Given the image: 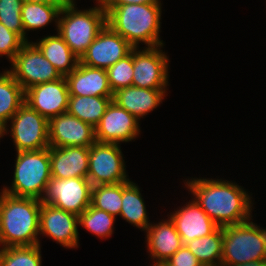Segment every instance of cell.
Returning <instances> with one entry per match:
<instances>
[{"mask_svg": "<svg viewBox=\"0 0 266 266\" xmlns=\"http://www.w3.org/2000/svg\"><path fill=\"white\" fill-rule=\"evenodd\" d=\"M10 64L11 68L8 71L24 91L62 77L33 41L26 42Z\"/></svg>", "mask_w": 266, "mask_h": 266, "instance_id": "cell-9", "label": "cell"}, {"mask_svg": "<svg viewBox=\"0 0 266 266\" xmlns=\"http://www.w3.org/2000/svg\"><path fill=\"white\" fill-rule=\"evenodd\" d=\"M12 183L2 191L15 196L42 200L51 179L49 147L17 152Z\"/></svg>", "mask_w": 266, "mask_h": 266, "instance_id": "cell-5", "label": "cell"}, {"mask_svg": "<svg viewBox=\"0 0 266 266\" xmlns=\"http://www.w3.org/2000/svg\"><path fill=\"white\" fill-rule=\"evenodd\" d=\"M91 190L88 178L51 177L41 201L79 216L91 205Z\"/></svg>", "mask_w": 266, "mask_h": 266, "instance_id": "cell-11", "label": "cell"}, {"mask_svg": "<svg viewBox=\"0 0 266 266\" xmlns=\"http://www.w3.org/2000/svg\"><path fill=\"white\" fill-rule=\"evenodd\" d=\"M157 47L133 48L132 86L148 89H168L169 57Z\"/></svg>", "mask_w": 266, "mask_h": 266, "instance_id": "cell-10", "label": "cell"}, {"mask_svg": "<svg viewBox=\"0 0 266 266\" xmlns=\"http://www.w3.org/2000/svg\"><path fill=\"white\" fill-rule=\"evenodd\" d=\"M96 2L95 7L84 10H79L76 3L64 4L59 14L56 32L79 58L107 24V13Z\"/></svg>", "mask_w": 266, "mask_h": 266, "instance_id": "cell-4", "label": "cell"}, {"mask_svg": "<svg viewBox=\"0 0 266 266\" xmlns=\"http://www.w3.org/2000/svg\"><path fill=\"white\" fill-rule=\"evenodd\" d=\"M25 103V91L8 70L0 73V123L6 126Z\"/></svg>", "mask_w": 266, "mask_h": 266, "instance_id": "cell-25", "label": "cell"}, {"mask_svg": "<svg viewBox=\"0 0 266 266\" xmlns=\"http://www.w3.org/2000/svg\"><path fill=\"white\" fill-rule=\"evenodd\" d=\"M185 246L195 255L200 264L221 266L223 227H218L207 236L193 239Z\"/></svg>", "mask_w": 266, "mask_h": 266, "instance_id": "cell-27", "label": "cell"}, {"mask_svg": "<svg viewBox=\"0 0 266 266\" xmlns=\"http://www.w3.org/2000/svg\"><path fill=\"white\" fill-rule=\"evenodd\" d=\"M139 134V120L113 100L95 126V139L102 143H126L136 139Z\"/></svg>", "mask_w": 266, "mask_h": 266, "instance_id": "cell-13", "label": "cell"}, {"mask_svg": "<svg viewBox=\"0 0 266 266\" xmlns=\"http://www.w3.org/2000/svg\"><path fill=\"white\" fill-rule=\"evenodd\" d=\"M5 126H3L1 123H0V139L4 137L5 135Z\"/></svg>", "mask_w": 266, "mask_h": 266, "instance_id": "cell-38", "label": "cell"}, {"mask_svg": "<svg viewBox=\"0 0 266 266\" xmlns=\"http://www.w3.org/2000/svg\"><path fill=\"white\" fill-rule=\"evenodd\" d=\"M41 245L0 248V266H42Z\"/></svg>", "mask_w": 266, "mask_h": 266, "instance_id": "cell-30", "label": "cell"}, {"mask_svg": "<svg viewBox=\"0 0 266 266\" xmlns=\"http://www.w3.org/2000/svg\"><path fill=\"white\" fill-rule=\"evenodd\" d=\"M91 205L115 217L120 215L122 208V182L92 186Z\"/></svg>", "mask_w": 266, "mask_h": 266, "instance_id": "cell-29", "label": "cell"}, {"mask_svg": "<svg viewBox=\"0 0 266 266\" xmlns=\"http://www.w3.org/2000/svg\"><path fill=\"white\" fill-rule=\"evenodd\" d=\"M33 43L63 77L69 75L80 61L58 32L56 35L45 36Z\"/></svg>", "mask_w": 266, "mask_h": 266, "instance_id": "cell-22", "label": "cell"}, {"mask_svg": "<svg viewBox=\"0 0 266 266\" xmlns=\"http://www.w3.org/2000/svg\"><path fill=\"white\" fill-rule=\"evenodd\" d=\"M195 255L183 245L163 265L160 266H199Z\"/></svg>", "mask_w": 266, "mask_h": 266, "instance_id": "cell-34", "label": "cell"}, {"mask_svg": "<svg viewBox=\"0 0 266 266\" xmlns=\"http://www.w3.org/2000/svg\"><path fill=\"white\" fill-rule=\"evenodd\" d=\"M28 3L64 4L61 0H22Z\"/></svg>", "mask_w": 266, "mask_h": 266, "instance_id": "cell-36", "label": "cell"}, {"mask_svg": "<svg viewBox=\"0 0 266 266\" xmlns=\"http://www.w3.org/2000/svg\"><path fill=\"white\" fill-rule=\"evenodd\" d=\"M162 3L125 4L107 13V24L134 48L164 45L160 39Z\"/></svg>", "mask_w": 266, "mask_h": 266, "instance_id": "cell-3", "label": "cell"}, {"mask_svg": "<svg viewBox=\"0 0 266 266\" xmlns=\"http://www.w3.org/2000/svg\"><path fill=\"white\" fill-rule=\"evenodd\" d=\"M9 121L11 126L7 124L4 130L6 135L10 132L16 152L36 151L50 147L49 121L27 103H24Z\"/></svg>", "mask_w": 266, "mask_h": 266, "instance_id": "cell-7", "label": "cell"}, {"mask_svg": "<svg viewBox=\"0 0 266 266\" xmlns=\"http://www.w3.org/2000/svg\"><path fill=\"white\" fill-rule=\"evenodd\" d=\"M78 216L46 203H41L39 235L47 236L65 248H78Z\"/></svg>", "mask_w": 266, "mask_h": 266, "instance_id": "cell-14", "label": "cell"}, {"mask_svg": "<svg viewBox=\"0 0 266 266\" xmlns=\"http://www.w3.org/2000/svg\"><path fill=\"white\" fill-rule=\"evenodd\" d=\"M90 147H49L51 176L57 179L87 178Z\"/></svg>", "mask_w": 266, "mask_h": 266, "instance_id": "cell-19", "label": "cell"}, {"mask_svg": "<svg viewBox=\"0 0 266 266\" xmlns=\"http://www.w3.org/2000/svg\"><path fill=\"white\" fill-rule=\"evenodd\" d=\"M64 4H73L76 3V0H61Z\"/></svg>", "mask_w": 266, "mask_h": 266, "instance_id": "cell-39", "label": "cell"}, {"mask_svg": "<svg viewBox=\"0 0 266 266\" xmlns=\"http://www.w3.org/2000/svg\"><path fill=\"white\" fill-rule=\"evenodd\" d=\"M180 235L183 245L193 239L213 233L219 226L193 199L168 215Z\"/></svg>", "mask_w": 266, "mask_h": 266, "instance_id": "cell-17", "label": "cell"}, {"mask_svg": "<svg viewBox=\"0 0 266 266\" xmlns=\"http://www.w3.org/2000/svg\"><path fill=\"white\" fill-rule=\"evenodd\" d=\"M221 266L266 259V228L251 220L223 227Z\"/></svg>", "mask_w": 266, "mask_h": 266, "instance_id": "cell-6", "label": "cell"}, {"mask_svg": "<svg viewBox=\"0 0 266 266\" xmlns=\"http://www.w3.org/2000/svg\"><path fill=\"white\" fill-rule=\"evenodd\" d=\"M25 43L17 33L0 23V57L5 55L11 62Z\"/></svg>", "mask_w": 266, "mask_h": 266, "instance_id": "cell-33", "label": "cell"}, {"mask_svg": "<svg viewBox=\"0 0 266 266\" xmlns=\"http://www.w3.org/2000/svg\"><path fill=\"white\" fill-rule=\"evenodd\" d=\"M112 99L113 97L70 96L67 113L95 128Z\"/></svg>", "mask_w": 266, "mask_h": 266, "instance_id": "cell-26", "label": "cell"}, {"mask_svg": "<svg viewBox=\"0 0 266 266\" xmlns=\"http://www.w3.org/2000/svg\"><path fill=\"white\" fill-rule=\"evenodd\" d=\"M140 188L131 181L122 182V208L120 217L133 226L146 231L151 224Z\"/></svg>", "mask_w": 266, "mask_h": 266, "instance_id": "cell-23", "label": "cell"}, {"mask_svg": "<svg viewBox=\"0 0 266 266\" xmlns=\"http://www.w3.org/2000/svg\"><path fill=\"white\" fill-rule=\"evenodd\" d=\"M134 47L108 24L81 56L80 62L90 67L108 69L127 56Z\"/></svg>", "mask_w": 266, "mask_h": 266, "instance_id": "cell-12", "label": "cell"}, {"mask_svg": "<svg viewBox=\"0 0 266 266\" xmlns=\"http://www.w3.org/2000/svg\"><path fill=\"white\" fill-rule=\"evenodd\" d=\"M235 266H266V259H260L249 263L238 264Z\"/></svg>", "mask_w": 266, "mask_h": 266, "instance_id": "cell-37", "label": "cell"}, {"mask_svg": "<svg viewBox=\"0 0 266 266\" xmlns=\"http://www.w3.org/2000/svg\"><path fill=\"white\" fill-rule=\"evenodd\" d=\"M111 91L132 86L133 80V49L124 58L106 69Z\"/></svg>", "mask_w": 266, "mask_h": 266, "instance_id": "cell-31", "label": "cell"}, {"mask_svg": "<svg viewBox=\"0 0 266 266\" xmlns=\"http://www.w3.org/2000/svg\"><path fill=\"white\" fill-rule=\"evenodd\" d=\"M116 217L90 205L78 216V224L98 238H109L113 234Z\"/></svg>", "mask_w": 266, "mask_h": 266, "instance_id": "cell-28", "label": "cell"}, {"mask_svg": "<svg viewBox=\"0 0 266 266\" xmlns=\"http://www.w3.org/2000/svg\"><path fill=\"white\" fill-rule=\"evenodd\" d=\"M69 88L65 77L32 86L25 91V103L48 121L66 113L69 102Z\"/></svg>", "mask_w": 266, "mask_h": 266, "instance_id": "cell-15", "label": "cell"}, {"mask_svg": "<svg viewBox=\"0 0 266 266\" xmlns=\"http://www.w3.org/2000/svg\"><path fill=\"white\" fill-rule=\"evenodd\" d=\"M101 7L108 13L113 7L125 4L161 3L160 0H98Z\"/></svg>", "mask_w": 266, "mask_h": 266, "instance_id": "cell-35", "label": "cell"}, {"mask_svg": "<svg viewBox=\"0 0 266 266\" xmlns=\"http://www.w3.org/2000/svg\"><path fill=\"white\" fill-rule=\"evenodd\" d=\"M184 184L197 204L219 227L253 220L252 197L235 181L192 178L185 180Z\"/></svg>", "mask_w": 266, "mask_h": 266, "instance_id": "cell-1", "label": "cell"}, {"mask_svg": "<svg viewBox=\"0 0 266 266\" xmlns=\"http://www.w3.org/2000/svg\"><path fill=\"white\" fill-rule=\"evenodd\" d=\"M65 78L70 96L113 97L106 69L90 67L79 61Z\"/></svg>", "mask_w": 266, "mask_h": 266, "instance_id": "cell-20", "label": "cell"}, {"mask_svg": "<svg viewBox=\"0 0 266 266\" xmlns=\"http://www.w3.org/2000/svg\"><path fill=\"white\" fill-rule=\"evenodd\" d=\"M146 232V246L149 256L153 259L150 266H160L183 246L182 239L178 234L170 217L156 224L151 223Z\"/></svg>", "mask_w": 266, "mask_h": 266, "instance_id": "cell-18", "label": "cell"}, {"mask_svg": "<svg viewBox=\"0 0 266 266\" xmlns=\"http://www.w3.org/2000/svg\"><path fill=\"white\" fill-rule=\"evenodd\" d=\"M48 130L52 147H91L96 142L95 128L67 112L51 118Z\"/></svg>", "mask_w": 266, "mask_h": 266, "instance_id": "cell-16", "label": "cell"}, {"mask_svg": "<svg viewBox=\"0 0 266 266\" xmlns=\"http://www.w3.org/2000/svg\"><path fill=\"white\" fill-rule=\"evenodd\" d=\"M120 144L96 141L89 148L88 180L92 186L130 181Z\"/></svg>", "mask_w": 266, "mask_h": 266, "instance_id": "cell-8", "label": "cell"}, {"mask_svg": "<svg viewBox=\"0 0 266 266\" xmlns=\"http://www.w3.org/2000/svg\"><path fill=\"white\" fill-rule=\"evenodd\" d=\"M166 93L167 89L129 86L114 92L112 100L140 121L162 103Z\"/></svg>", "mask_w": 266, "mask_h": 266, "instance_id": "cell-21", "label": "cell"}, {"mask_svg": "<svg viewBox=\"0 0 266 266\" xmlns=\"http://www.w3.org/2000/svg\"><path fill=\"white\" fill-rule=\"evenodd\" d=\"M23 3L22 0H0V23L24 40V27L21 18Z\"/></svg>", "mask_w": 266, "mask_h": 266, "instance_id": "cell-32", "label": "cell"}, {"mask_svg": "<svg viewBox=\"0 0 266 266\" xmlns=\"http://www.w3.org/2000/svg\"><path fill=\"white\" fill-rule=\"evenodd\" d=\"M41 200L0 192V248L41 244Z\"/></svg>", "mask_w": 266, "mask_h": 266, "instance_id": "cell-2", "label": "cell"}, {"mask_svg": "<svg viewBox=\"0 0 266 266\" xmlns=\"http://www.w3.org/2000/svg\"><path fill=\"white\" fill-rule=\"evenodd\" d=\"M64 4L28 3L24 2L21 18L24 27V41H28L27 31L43 29L51 22H55L58 29L59 14Z\"/></svg>", "mask_w": 266, "mask_h": 266, "instance_id": "cell-24", "label": "cell"}]
</instances>
